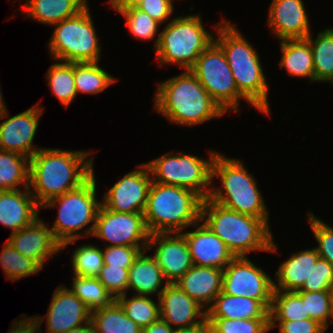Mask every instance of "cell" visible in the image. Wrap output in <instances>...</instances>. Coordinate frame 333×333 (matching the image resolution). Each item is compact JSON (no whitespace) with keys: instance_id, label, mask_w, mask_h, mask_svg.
I'll return each instance as SVG.
<instances>
[{"instance_id":"6da1fadb","label":"cell","mask_w":333,"mask_h":333,"mask_svg":"<svg viewBox=\"0 0 333 333\" xmlns=\"http://www.w3.org/2000/svg\"><path fill=\"white\" fill-rule=\"evenodd\" d=\"M89 154V151L41 148L32 155L29 161V191L36 203L42 206L48 200L83 184L93 174L94 158L85 160Z\"/></svg>"},{"instance_id":"7a4b0ae2","label":"cell","mask_w":333,"mask_h":333,"mask_svg":"<svg viewBox=\"0 0 333 333\" xmlns=\"http://www.w3.org/2000/svg\"><path fill=\"white\" fill-rule=\"evenodd\" d=\"M157 86L155 110L172 123L192 126L225 114L190 70Z\"/></svg>"},{"instance_id":"3957f363","label":"cell","mask_w":333,"mask_h":333,"mask_svg":"<svg viewBox=\"0 0 333 333\" xmlns=\"http://www.w3.org/2000/svg\"><path fill=\"white\" fill-rule=\"evenodd\" d=\"M200 218L235 257L246 256L256 250L276 251L272 232L262 218L225 208L209 198L202 202Z\"/></svg>"},{"instance_id":"277c9868","label":"cell","mask_w":333,"mask_h":333,"mask_svg":"<svg viewBox=\"0 0 333 333\" xmlns=\"http://www.w3.org/2000/svg\"><path fill=\"white\" fill-rule=\"evenodd\" d=\"M216 43L222 48L232 71L238 91L263 114L269 115L268 84L259 55L237 28L223 20L216 24Z\"/></svg>"},{"instance_id":"5b68a950","label":"cell","mask_w":333,"mask_h":333,"mask_svg":"<svg viewBox=\"0 0 333 333\" xmlns=\"http://www.w3.org/2000/svg\"><path fill=\"white\" fill-rule=\"evenodd\" d=\"M202 202L189 189L152 181L143 212L148 232L181 233L201 221Z\"/></svg>"},{"instance_id":"8992f818","label":"cell","mask_w":333,"mask_h":333,"mask_svg":"<svg viewBox=\"0 0 333 333\" xmlns=\"http://www.w3.org/2000/svg\"><path fill=\"white\" fill-rule=\"evenodd\" d=\"M216 176L221 178L222 185L211 189L210 200L241 214L262 218L268 224V211L255 178L241 161L217 153L212 164V180Z\"/></svg>"},{"instance_id":"52a82bcc","label":"cell","mask_w":333,"mask_h":333,"mask_svg":"<svg viewBox=\"0 0 333 333\" xmlns=\"http://www.w3.org/2000/svg\"><path fill=\"white\" fill-rule=\"evenodd\" d=\"M95 180L93 170V174L79 187L56 196L40 206L49 208L60 204L58 217L51 230L54 238L61 244V249L81 238L83 235L77 234L76 231L92 221L93 224L84 232L88 236L93 234L96 216L101 205V201L96 200Z\"/></svg>"},{"instance_id":"ba28073f","label":"cell","mask_w":333,"mask_h":333,"mask_svg":"<svg viewBox=\"0 0 333 333\" xmlns=\"http://www.w3.org/2000/svg\"><path fill=\"white\" fill-rule=\"evenodd\" d=\"M214 41L198 15L179 16L169 22L157 37L156 56L162 64L175 63L190 70L200 54Z\"/></svg>"},{"instance_id":"9c48e42d","label":"cell","mask_w":333,"mask_h":333,"mask_svg":"<svg viewBox=\"0 0 333 333\" xmlns=\"http://www.w3.org/2000/svg\"><path fill=\"white\" fill-rule=\"evenodd\" d=\"M89 8L54 24L56 28L49 42L51 56L72 63L98 62L100 44Z\"/></svg>"},{"instance_id":"30bf717a","label":"cell","mask_w":333,"mask_h":333,"mask_svg":"<svg viewBox=\"0 0 333 333\" xmlns=\"http://www.w3.org/2000/svg\"><path fill=\"white\" fill-rule=\"evenodd\" d=\"M217 153L210 151L208 161L190 154H164L146 164L154 176L153 182L189 189L205 200L210 195L211 188H206L212 181V164Z\"/></svg>"},{"instance_id":"8fae6325","label":"cell","mask_w":333,"mask_h":333,"mask_svg":"<svg viewBox=\"0 0 333 333\" xmlns=\"http://www.w3.org/2000/svg\"><path fill=\"white\" fill-rule=\"evenodd\" d=\"M190 71L224 112L238 111L240 98L249 102L238 91L225 53L215 41L200 54Z\"/></svg>"},{"instance_id":"7c38bea8","label":"cell","mask_w":333,"mask_h":333,"mask_svg":"<svg viewBox=\"0 0 333 333\" xmlns=\"http://www.w3.org/2000/svg\"><path fill=\"white\" fill-rule=\"evenodd\" d=\"M273 282L271 277L255 266L247 256L235 257L224 268L222 292L259 300L270 310Z\"/></svg>"},{"instance_id":"4fadbf2b","label":"cell","mask_w":333,"mask_h":333,"mask_svg":"<svg viewBox=\"0 0 333 333\" xmlns=\"http://www.w3.org/2000/svg\"><path fill=\"white\" fill-rule=\"evenodd\" d=\"M92 236L112 243L111 246L147 247L150 233L143 213L114 212L101 203Z\"/></svg>"},{"instance_id":"5bb4252c","label":"cell","mask_w":333,"mask_h":333,"mask_svg":"<svg viewBox=\"0 0 333 333\" xmlns=\"http://www.w3.org/2000/svg\"><path fill=\"white\" fill-rule=\"evenodd\" d=\"M131 171L105 194L102 204L114 212L143 213L152 177L146 163Z\"/></svg>"},{"instance_id":"9a60e30c","label":"cell","mask_w":333,"mask_h":333,"mask_svg":"<svg viewBox=\"0 0 333 333\" xmlns=\"http://www.w3.org/2000/svg\"><path fill=\"white\" fill-rule=\"evenodd\" d=\"M174 234L175 236L172 233L150 234L147 244V250L158 244L153 257L168 283L177 281L193 266L185 237L181 233Z\"/></svg>"},{"instance_id":"2e32d148","label":"cell","mask_w":333,"mask_h":333,"mask_svg":"<svg viewBox=\"0 0 333 333\" xmlns=\"http://www.w3.org/2000/svg\"><path fill=\"white\" fill-rule=\"evenodd\" d=\"M0 123V149L31 157L39 149L33 146L42 109L38 104ZM33 146V147H32Z\"/></svg>"},{"instance_id":"e0dca14e","label":"cell","mask_w":333,"mask_h":333,"mask_svg":"<svg viewBox=\"0 0 333 333\" xmlns=\"http://www.w3.org/2000/svg\"><path fill=\"white\" fill-rule=\"evenodd\" d=\"M7 242L41 269L50 255L52 257L61 250V244L54 238L52 230L39 218L25 228L11 233Z\"/></svg>"},{"instance_id":"ac0fdd59","label":"cell","mask_w":333,"mask_h":333,"mask_svg":"<svg viewBox=\"0 0 333 333\" xmlns=\"http://www.w3.org/2000/svg\"><path fill=\"white\" fill-rule=\"evenodd\" d=\"M90 320L87 306L70 289L58 286L47 312V333H66Z\"/></svg>"},{"instance_id":"d6986e66","label":"cell","mask_w":333,"mask_h":333,"mask_svg":"<svg viewBox=\"0 0 333 333\" xmlns=\"http://www.w3.org/2000/svg\"><path fill=\"white\" fill-rule=\"evenodd\" d=\"M193 227L195 231L181 233L187 241L193 265L224 269L235 256L204 223L198 222Z\"/></svg>"},{"instance_id":"ffe728a7","label":"cell","mask_w":333,"mask_h":333,"mask_svg":"<svg viewBox=\"0 0 333 333\" xmlns=\"http://www.w3.org/2000/svg\"><path fill=\"white\" fill-rule=\"evenodd\" d=\"M160 304V318L171 327L177 329L191 327L202 323L206 318V311L202 306L190 298L175 283L166 282L158 300ZM199 321H193L196 317Z\"/></svg>"},{"instance_id":"44dd1931","label":"cell","mask_w":333,"mask_h":333,"mask_svg":"<svg viewBox=\"0 0 333 333\" xmlns=\"http://www.w3.org/2000/svg\"><path fill=\"white\" fill-rule=\"evenodd\" d=\"M302 0H273L268 26L278 39L306 38L310 34L307 13Z\"/></svg>"},{"instance_id":"7402d4cb","label":"cell","mask_w":333,"mask_h":333,"mask_svg":"<svg viewBox=\"0 0 333 333\" xmlns=\"http://www.w3.org/2000/svg\"><path fill=\"white\" fill-rule=\"evenodd\" d=\"M224 269L193 265L174 283L202 307L222 291Z\"/></svg>"},{"instance_id":"603a6c76","label":"cell","mask_w":333,"mask_h":333,"mask_svg":"<svg viewBox=\"0 0 333 333\" xmlns=\"http://www.w3.org/2000/svg\"><path fill=\"white\" fill-rule=\"evenodd\" d=\"M0 191V223L15 233L38 218L41 208L33 199L29 188Z\"/></svg>"},{"instance_id":"cb8c5ba5","label":"cell","mask_w":333,"mask_h":333,"mask_svg":"<svg viewBox=\"0 0 333 333\" xmlns=\"http://www.w3.org/2000/svg\"><path fill=\"white\" fill-rule=\"evenodd\" d=\"M206 318L252 319L269 318V310L259 301L249 297L232 296L222 291L206 309Z\"/></svg>"},{"instance_id":"d4e9b609","label":"cell","mask_w":333,"mask_h":333,"mask_svg":"<svg viewBox=\"0 0 333 333\" xmlns=\"http://www.w3.org/2000/svg\"><path fill=\"white\" fill-rule=\"evenodd\" d=\"M315 248L293 253L288 260L283 262L276 277L277 284L273 282L274 290L298 291L302 288L306 280H309L312 269L318 258Z\"/></svg>"},{"instance_id":"484cf974","label":"cell","mask_w":333,"mask_h":333,"mask_svg":"<svg viewBox=\"0 0 333 333\" xmlns=\"http://www.w3.org/2000/svg\"><path fill=\"white\" fill-rule=\"evenodd\" d=\"M144 252L139 253L129 268L128 289L133 288L138 295L143 296L157 293L159 298L164 289H159L164 276L154 257L146 256Z\"/></svg>"},{"instance_id":"4316f807","label":"cell","mask_w":333,"mask_h":333,"mask_svg":"<svg viewBox=\"0 0 333 333\" xmlns=\"http://www.w3.org/2000/svg\"><path fill=\"white\" fill-rule=\"evenodd\" d=\"M87 0H26L27 16L42 24L54 25L81 12Z\"/></svg>"},{"instance_id":"83f0119b","label":"cell","mask_w":333,"mask_h":333,"mask_svg":"<svg viewBox=\"0 0 333 333\" xmlns=\"http://www.w3.org/2000/svg\"><path fill=\"white\" fill-rule=\"evenodd\" d=\"M281 52L280 68L285 67L292 76L308 77L315 82L313 53L307 38L281 40Z\"/></svg>"},{"instance_id":"f1b7e54d","label":"cell","mask_w":333,"mask_h":333,"mask_svg":"<svg viewBox=\"0 0 333 333\" xmlns=\"http://www.w3.org/2000/svg\"><path fill=\"white\" fill-rule=\"evenodd\" d=\"M95 333H141L142 328L125 315L114 300L110 305L91 312Z\"/></svg>"},{"instance_id":"f546056e","label":"cell","mask_w":333,"mask_h":333,"mask_svg":"<svg viewBox=\"0 0 333 333\" xmlns=\"http://www.w3.org/2000/svg\"><path fill=\"white\" fill-rule=\"evenodd\" d=\"M307 318L305 303L296 291L274 290L269 310V329L276 327V320L297 321Z\"/></svg>"},{"instance_id":"4dcf8cb0","label":"cell","mask_w":333,"mask_h":333,"mask_svg":"<svg viewBox=\"0 0 333 333\" xmlns=\"http://www.w3.org/2000/svg\"><path fill=\"white\" fill-rule=\"evenodd\" d=\"M30 158L0 149V191L16 190L17 185L29 188Z\"/></svg>"},{"instance_id":"1f68e13d","label":"cell","mask_w":333,"mask_h":333,"mask_svg":"<svg viewBox=\"0 0 333 333\" xmlns=\"http://www.w3.org/2000/svg\"><path fill=\"white\" fill-rule=\"evenodd\" d=\"M306 38L313 53L315 81H330L333 78V28L321 31L315 40L311 33Z\"/></svg>"},{"instance_id":"d6a6232c","label":"cell","mask_w":333,"mask_h":333,"mask_svg":"<svg viewBox=\"0 0 333 333\" xmlns=\"http://www.w3.org/2000/svg\"><path fill=\"white\" fill-rule=\"evenodd\" d=\"M76 93L97 94L117 81L99 67L98 62L74 63Z\"/></svg>"},{"instance_id":"836d02e7","label":"cell","mask_w":333,"mask_h":333,"mask_svg":"<svg viewBox=\"0 0 333 333\" xmlns=\"http://www.w3.org/2000/svg\"><path fill=\"white\" fill-rule=\"evenodd\" d=\"M70 289L92 312L110 305L115 299L97 277L74 275Z\"/></svg>"},{"instance_id":"e575fe53","label":"cell","mask_w":333,"mask_h":333,"mask_svg":"<svg viewBox=\"0 0 333 333\" xmlns=\"http://www.w3.org/2000/svg\"><path fill=\"white\" fill-rule=\"evenodd\" d=\"M50 89L57 96L60 103L67 107L76 97L74 80V63L64 62L51 65L47 72Z\"/></svg>"},{"instance_id":"d590c367","label":"cell","mask_w":333,"mask_h":333,"mask_svg":"<svg viewBox=\"0 0 333 333\" xmlns=\"http://www.w3.org/2000/svg\"><path fill=\"white\" fill-rule=\"evenodd\" d=\"M125 315L142 329L160 319V304L156 305L149 296L134 295L127 299L126 294L115 299Z\"/></svg>"},{"instance_id":"8d00e7d4","label":"cell","mask_w":333,"mask_h":333,"mask_svg":"<svg viewBox=\"0 0 333 333\" xmlns=\"http://www.w3.org/2000/svg\"><path fill=\"white\" fill-rule=\"evenodd\" d=\"M0 264L8 280H17L32 274H38L41 270L33 260L20 254L8 242L0 254Z\"/></svg>"},{"instance_id":"74e56055","label":"cell","mask_w":333,"mask_h":333,"mask_svg":"<svg viewBox=\"0 0 333 333\" xmlns=\"http://www.w3.org/2000/svg\"><path fill=\"white\" fill-rule=\"evenodd\" d=\"M71 259L73 273L80 277H98L104 266L102 250L89 244L76 248Z\"/></svg>"},{"instance_id":"f35d334b","label":"cell","mask_w":333,"mask_h":333,"mask_svg":"<svg viewBox=\"0 0 333 333\" xmlns=\"http://www.w3.org/2000/svg\"><path fill=\"white\" fill-rule=\"evenodd\" d=\"M211 333H266L269 329V318L221 319L206 318Z\"/></svg>"},{"instance_id":"ab89813d","label":"cell","mask_w":333,"mask_h":333,"mask_svg":"<svg viewBox=\"0 0 333 333\" xmlns=\"http://www.w3.org/2000/svg\"><path fill=\"white\" fill-rule=\"evenodd\" d=\"M305 303L306 313L309 319H313L322 324L326 329L328 327V318H333L331 308V299L329 290L318 292L296 291Z\"/></svg>"},{"instance_id":"60d3db41","label":"cell","mask_w":333,"mask_h":333,"mask_svg":"<svg viewBox=\"0 0 333 333\" xmlns=\"http://www.w3.org/2000/svg\"><path fill=\"white\" fill-rule=\"evenodd\" d=\"M125 16L129 32L136 38L148 40L155 38L160 23L149 14L137 7L130 9H115Z\"/></svg>"},{"instance_id":"b9f144b4","label":"cell","mask_w":333,"mask_h":333,"mask_svg":"<svg viewBox=\"0 0 333 333\" xmlns=\"http://www.w3.org/2000/svg\"><path fill=\"white\" fill-rule=\"evenodd\" d=\"M129 268L104 265L97 277L113 298L126 294L128 290Z\"/></svg>"},{"instance_id":"7bdbcfd3","label":"cell","mask_w":333,"mask_h":333,"mask_svg":"<svg viewBox=\"0 0 333 333\" xmlns=\"http://www.w3.org/2000/svg\"><path fill=\"white\" fill-rule=\"evenodd\" d=\"M310 227L318 242L315 247L318 255L333 266V228L309 213Z\"/></svg>"},{"instance_id":"ee69618b","label":"cell","mask_w":333,"mask_h":333,"mask_svg":"<svg viewBox=\"0 0 333 333\" xmlns=\"http://www.w3.org/2000/svg\"><path fill=\"white\" fill-rule=\"evenodd\" d=\"M333 285V266L325 259L319 257L309 280H306L299 291L318 292L329 290Z\"/></svg>"},{"instance_id":"f6af8a7d","label":"cell","mask_w":333,"mask_h":333,"mask_svg":"<svg viewBox=\"0 0 333 333\" xmlns=\"http://www.w3.org/2000/svg\"><path fill=\"white\" fill-rule=\"evenodd\" d=\"M141 251H147V247L107 245L105 250H102L104 265L130 268Z\"/></svg>"},{"instance_id":"bcb514c9","label":"cell","mask_w":333,"mask_h":333,"mask_svg":"<svg viewBox=\"0 0 333 333\" xmlns=\"http://www.w3.org/2000/svg\"><path fill=\"white\" fill-rule=\"evenodd\" d=\"M137 8L149 14L160 24L169 19L173 12L172 0H144Z\"/></svg>"},{"instance_id":"7dc6e473","label":"cell","mask_w":333,"mask_h":333,"mask_svg":"<svg viewBox=\"0 0 333 333\" xmlns=\"http://www.w3.org/2000/svg\"><path fill=\"white\" fill-rule=\"evenodd\" d=\"M279 333H324L327 330L322 324L313 319L279 321Z\"/></svg>"},{"instance_id":"c3c4849f","label":"cell","mask_w":333,"mask_h":333,"mask_svg":"<svg viewBox=\"0 0 333 333\" xmlns=\"http://www.w3.org/2000/svg\"><path fill=\"white\" fill-rule=\"evenodd\" d=\"M44 318L45 316L25 317L18 322H13L14 326L9 333H39L41 330L40 325L43 323Z\"/></svg>"},{"instance_id":"681fc988","label":"cell","mask_w":333,"mask_h":333,"mask_svg":"<svg viewBox=\"0 0 333 333\" xmlns=\"http://www.w3.org/2000/svg\"><path fill=\"white\" fill-rule=\"evenodd\" d=\"M175 327H171L167 322L161 318L156 322L143 328L141 333H173Z\"/></svg>"},{"instance_id":"f907efd6","label":"cell","mask_w":333,"mask_h":333,"mask_svg":"<svg viewBox=\"0 0 333 333\" xmlns=\"http://www.w3.org/2000/svg\"><path fill=\"white\" fill-rule=\"evenodd\" d=\"M173 333H211V330L209 323L205 318V320L198 325L180 329L175 328Z\"/></svg>"},{"instance_id":"816d5d0a","label":"cell","mask_w":333,"mask_h":333,"mask_svg":"<svg viewBox=\"0 0 333 333\" xmlns=\"http://www.w3.org/2000/svg\"><path fill=\"white\" fill-rule=\"evenodd\" d=\"M144 0H110L113 9H130L137 7Z\"/></svg>"},{"instance_id":"f5cc1de1","label":"cell","mask_w":333,"mask_h":333,"mask_svg":"<svg viewBox=\"0 0 333 333\" xmlns=\"http://www.w3.org/2000/svg\"><path fill=\"white\" fill-rule=\"evenodd\" d=\"M84 325L75 327V328L67 331L66 333H95L94 326L91 323V321L88 322V323H86V324H84Z\"/></svg>"},{"instance_id":"db71d44e","label":"cell","mask_w":333,"mask_h":333,"mask_svg":"<svg viewBox=\"0 0 333 333\" xmlns=\"http://www.w3.org/2000/svg\"><path fill=\"white\" fill-rule=\"evenodd\" d=\"M5 117H8V112L6 105H4V101L2 99V93L0 90V119H4Z\"/></svg>"},{"instance_id":"11a10c76","label":"cell","mask_w":333,"mask_h":333,"mask_svg":"<svg viewBox=\"0 0 333 333\" xmlns=\"http://www.w3.org/2000/svg\"><path fill=\"white\" fill-rule=\"evenodd\" d=\"M329 293H330V299H331V308H332V312H333V285L330 287Z\"/></svg>"}]
</instances>
